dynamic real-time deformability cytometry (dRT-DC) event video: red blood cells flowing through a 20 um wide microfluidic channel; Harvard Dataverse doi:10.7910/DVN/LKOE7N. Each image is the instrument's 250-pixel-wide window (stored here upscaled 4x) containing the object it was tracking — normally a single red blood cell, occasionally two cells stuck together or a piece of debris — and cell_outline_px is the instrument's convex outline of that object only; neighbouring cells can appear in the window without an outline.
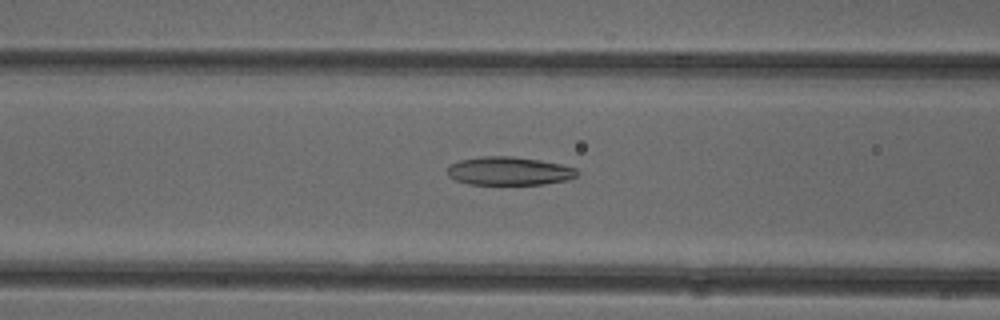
{"species": "common noctule bat (a hibernating species)", "species_latin": "Nyctalus noctula", "temperature_condition": "cold", "stored_images_in_passage": 52, "camera_frame_rate_fps": 3000, "um_per_image_px": 0.085, "animal": {"sex": "female"}, "frame": {"image": 1, "passage_image": 21, "time_ms": 6.667, "image_size_px": [1000, 320], "cell_outline_px": [[580, 172], [576, 176], [568, 180], [544, 184], [468, 184], [456, 180], [448, 176], [448, 168], [452, 164], [460, 160], [480, 156], [512, 156], [540, 160], [560, 164], [576, 168]], "centroid_in_image_um": [43.3, 14.53], "position_along_channel_um": 123.3, "area_um2": 21.44}}
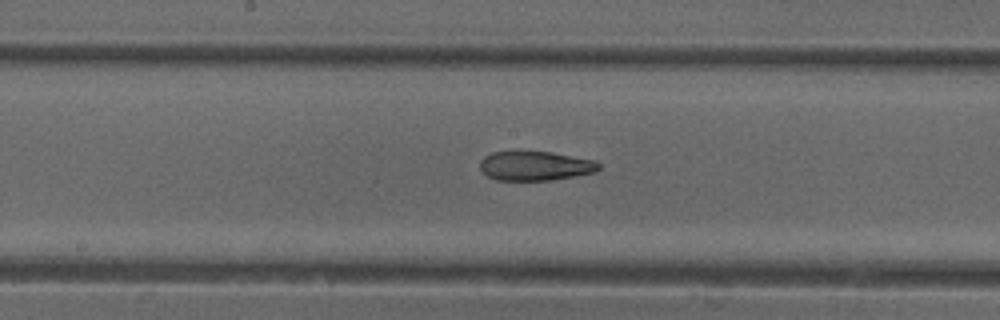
{"frame": {"image": 2, "passage_image": 27, "time_ms": 8.667, "image_size_px": [1000, 320], "cell_outline_px": [[600, 168], [596, 172], [548, 180], [496, 180], [488, 176], [480, 168], [480, 160], [484, 156], [492, 152], [552, 152], [596, 160], [600, 164]], "centroid_in_image_um": [45.51, 14.09], "position_along_channel_um": 202.7, "area_um2": 20.17}}
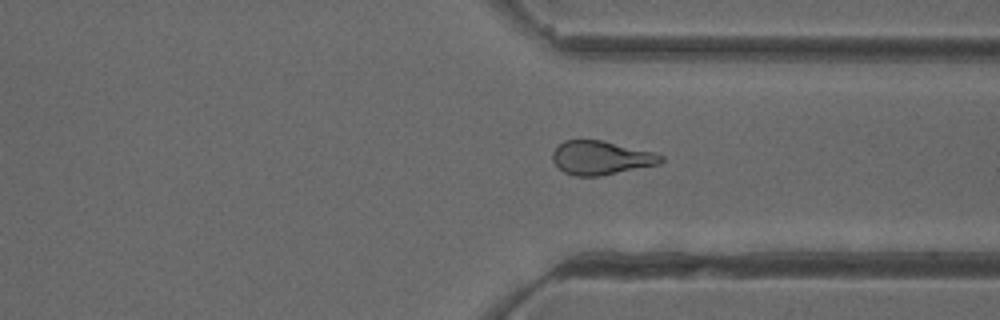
{"frame": {"image": 3, "passage_image": 39, "time_ms": 12.667, "image_size_px": [1000, 320], "cell_outline_px": [[664, 160], [660, 164], [600, 176], [576, 176], [564, 172], [552, 160], [552, 152], [564, 140], [600, 140], [652, 152], [664, 156]], "centroid_in_image_um": [51.08, 13.42], "position_along_channel_um": 360.3, "area_um2": 21.1}, "authors_computed_cell_mechanics": {"area_um2": 22.2819, "velocity_mm_per_s": 3.9542, "shape_relaxation_time_tau1_ms": null, "shape_relaxation_time_tau2_ms": 2.3366, "deformation_change_tau1": null, "deformation_change_tau2": 0.0949}}